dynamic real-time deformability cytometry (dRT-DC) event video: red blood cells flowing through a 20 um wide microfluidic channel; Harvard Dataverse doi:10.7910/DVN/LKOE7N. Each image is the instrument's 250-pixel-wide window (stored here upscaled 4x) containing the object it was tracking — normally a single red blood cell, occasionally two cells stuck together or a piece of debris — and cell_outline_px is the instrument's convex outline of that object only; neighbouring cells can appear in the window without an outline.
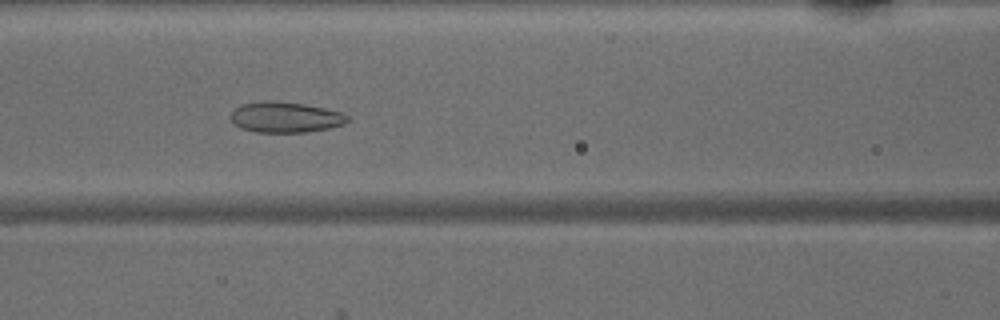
{"species": "common noctule bat (a hibernating species)", "species_latin": "Nyctalus noctula", "temperature_condition": "warm", "stored_images_in_passage": 47, "camera_frame_rate_fps": 3000, "um_per_image_px": 0.085, "animal": {"sex": "male", "body_mass_g": 15.6}, "frame": {"image": 1, "passage_image": 20, "time_ms": 6.333, "image_size_px": [1000, 320], "cell_outline_px": [[348, 120], [344, 124], [328, 128], [304, 132], [256, 132], [240, 128], [228, 116], [240, 104], [264, 100], [272, 100], [304, 104], [324, 108], [340, 112], [348, 116]], "centroid_in_image_um": [24.21, 9.95], "position_along_channel_um": 142.4, "area_um2": 20.81}}
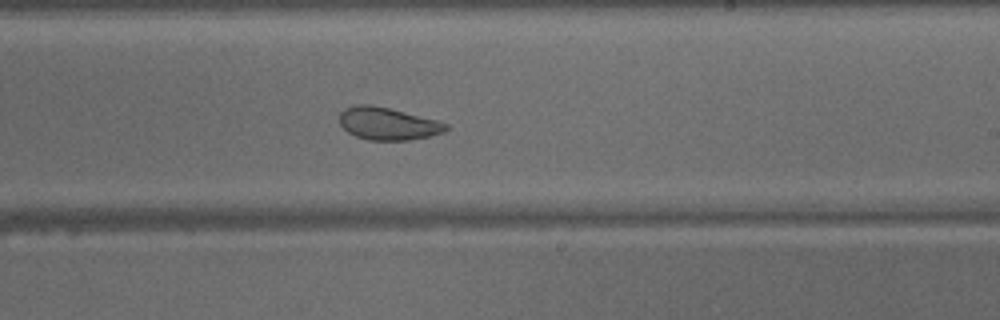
{"frame": {"image": 2, "passage_image": 28, "time_ms": 9.0, "image_size_px": [1000, 320], "cell_outline_px": [[448, 128], [444, 132], [428, 136], [408, 140], [368, 140], [356, 136], [348, 132], [340, 124], [340, 112], [344, 108], [356, 104], [372, 104], [436, 120], [448, 124]], "centroid_in_image_um": [32.93, 10.5], "position_along_channel_um": 256.1, "area_um2": 20.0}}
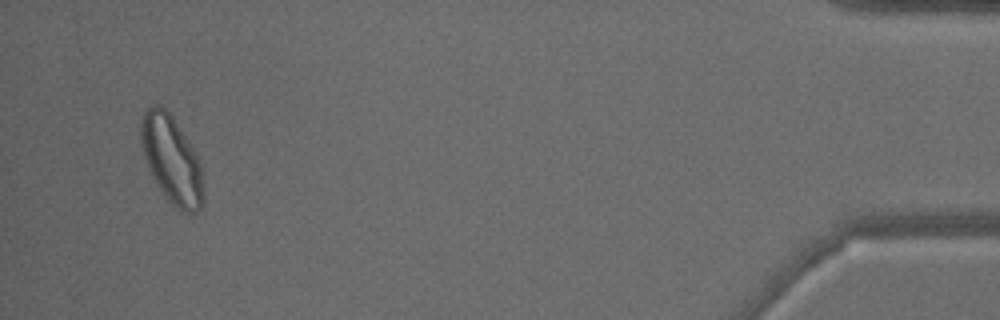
{"frame": {"image": 3, "passage_image": 45, "time_ms": 14.667, "image_size_px": [1000, 320], "cell_outline_px": [[204, 196], [200, 208], [196, 212], [180, 212], [164, 196], [156, 184], [148, 168], [144, 156], [140, 140], [140, 120], [144, 112], [152, 104], [160, 104], [168, 112], [196, 152], [200, 164], [204, 192]], "centroid_in_image_um": [14.57, 13.58], "position_along_channel_um": 420.6, "area_um2": 31.85}}